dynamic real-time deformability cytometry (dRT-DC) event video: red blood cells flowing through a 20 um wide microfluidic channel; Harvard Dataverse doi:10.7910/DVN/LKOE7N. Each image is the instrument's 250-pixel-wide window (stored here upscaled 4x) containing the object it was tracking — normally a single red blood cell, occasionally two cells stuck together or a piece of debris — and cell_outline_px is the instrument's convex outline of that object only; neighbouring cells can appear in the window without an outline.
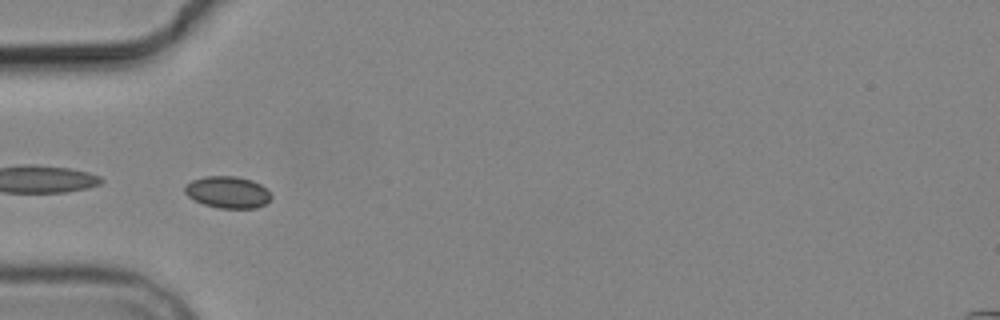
{"species": "common noctule bat (a hibernating species)", "species_latin": "Nyctalus noctula", "temperature_condition": "cold", "stored_images_in_passage": 10, "camera_frame_rate_fps": 3000, "um_per_image_px": 0.085, "animal": {"sex": "male", "body_mass_g": 19.2, "forearm_length_mm": 51.8}, "frame": {"image": 1, "passage_image": 4, "time_ms": 4.333, "image_size_px": [1000, 320], "cell_outline_px": [[272, 196], [264, 204], [256, 208], [220, 208], [204, 204], [188, 196], [184, 192], [184, 188], [192, 180], [204, 176], [236, 176], [252, 180], [260, 184]], "centroid_in_image_um": [19.34, 16.33], "position_along_channel_um": 65.7, "area_um2": 15.78}}
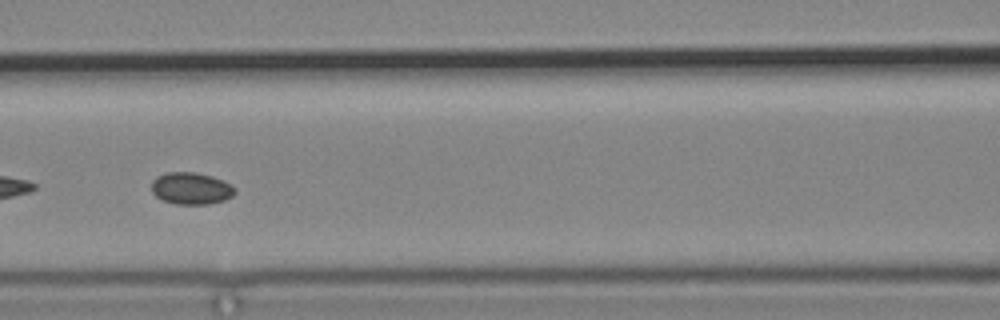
{"frame": {"image": 2, "passage_image": 6, "time_ms": 6.667, "image_size_px": [1000, 320], "cell_outline_px": [[236, 192], [232, 196], [224, 200], [208, 204], [176, 204], [164, 200], [156, 196], [152, 192], [152, 180], [156, 176], [168, 172], [196, 172], [212, 176], [224, 180], [232, 184], [236, 188]], "centroid_in_image_um": [16.27, 16.0], "position_along_channel_um": 150.3, "area_um2": 15.66}}
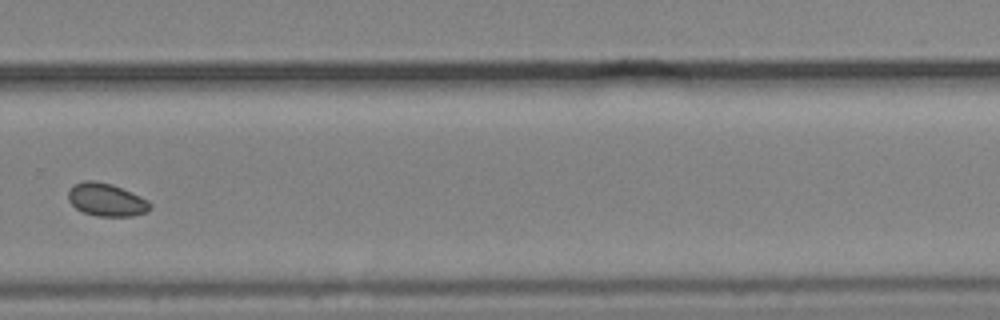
{"frame": {"image": 3, "passage_image": 10, "time_ms": 11.333, "image_size_px": [1000, 320], "cell_outline_px": [[152, 208], [148, 212], [132, 216], [96, 216], [84, 212], [76, 208], [68, 200], [68, 188], [72, 184], [84, 180], [96, 180], [112, 184], [140, 196], [148, 200], [152, 204]], "centroid_in_image_um": [9.04, 16.97], "position_along_channel_um": 320.8, "area_um2": 15.95}}